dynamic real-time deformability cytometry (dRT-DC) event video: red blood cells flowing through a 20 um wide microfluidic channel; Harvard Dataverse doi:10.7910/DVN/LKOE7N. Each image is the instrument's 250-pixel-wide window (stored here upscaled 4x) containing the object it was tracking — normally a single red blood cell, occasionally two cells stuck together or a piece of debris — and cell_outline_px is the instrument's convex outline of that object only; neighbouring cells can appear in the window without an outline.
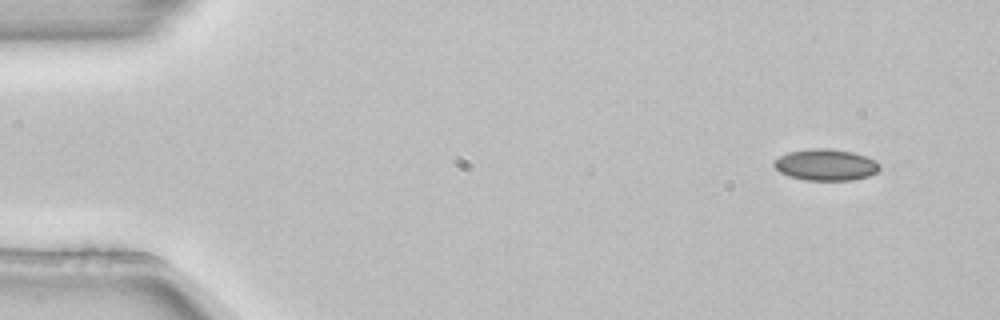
{"species": "common noctule bat (a hibernating species)", "species_latin": "Nyctalus noctula", "temperature_condition": "room temperature", "stored_images_in_passage": 3, "camera_frame_rate_fps": 3000, "um_per_image_px": 0.085, "animal": {"sex": "female", "body_mass_g": 22.7, "forearm_length_mm": 54.2}, "frame": {"image": 1, "passage_image": 1, "time_ms": 0.0, "image_size_px": [1000, 320], "cell_outline_px": [[880, 168], [876, 172], [868, 176], [852, 180], [804, 180], [788, 176], [780, 172], [772, 164], [780, 156], [788, 152], [812, 148], [828, 148], [852, 152], [876, 160], [880, 164]], "centroid_in_image_um": [70.19, 14.01], "position_along_channel_um": 14.8, "area_um2": 19.31}}
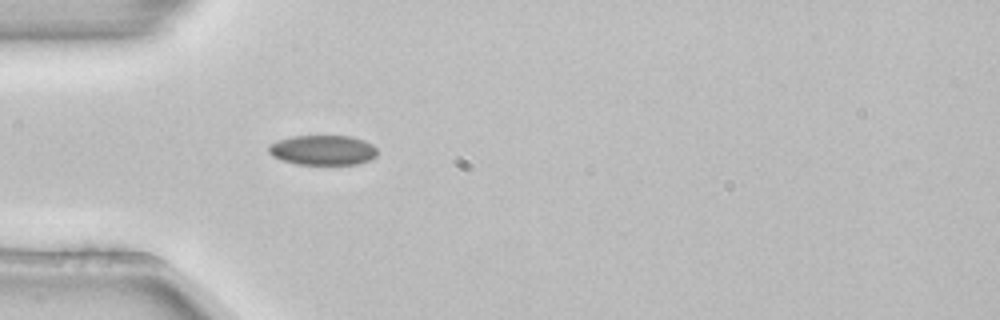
{"frame": {"image": 2, "passage_image": 3, "time_ms": 0.667, "image_size_px": [1000, 320], "cell_outline_px": [[376, 156], [368, 160], [356, 164], [296, 164], [280, 160], [272, 156], [268, 152], [268, 144], [276, 140], [292, 136], [352, 136], [364, 140], [372, 144], [376, 148]], "centroid_in_image_um": [27.39, 12.75], "position_along_channel_um": 57.6, "area_um2": 19.07}}